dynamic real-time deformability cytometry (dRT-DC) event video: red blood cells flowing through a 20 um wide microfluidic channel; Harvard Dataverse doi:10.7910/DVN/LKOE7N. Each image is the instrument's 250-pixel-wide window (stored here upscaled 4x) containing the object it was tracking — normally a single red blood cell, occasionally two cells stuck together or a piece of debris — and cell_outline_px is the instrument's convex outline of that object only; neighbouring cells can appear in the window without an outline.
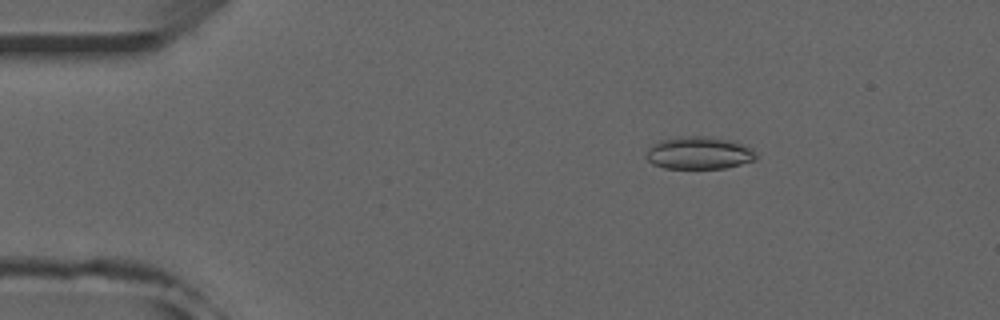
{"species": "common noctule bat (a hibernating species)", "species_latin": "Nyctalus noctula", "temperature_condition": "room temperature", "stored_images_in_passage": 51, "camera_frame_rate_fps": 3000, "um_per_image_px": 0.085, "animal": {"sex": "male", "forearm_length_mm": 52.5}, "frame": {"image": 1, "passage_image": 8, "time_ms": 2.333, "image_size_px": [1000, 320], "cell_outline_px": [[756, 160], [724, 168], [664, 168], [652, 164], [648, 160], [648, 148], [652, 144], [660, 140], [680, 136], [700, 136], [736, 140], [752, 148], [756, 152]], "centroid_in_image_um": [59.45, 12.99], "position_along_channel_um": 25.6, "area_um2": 20.92}}
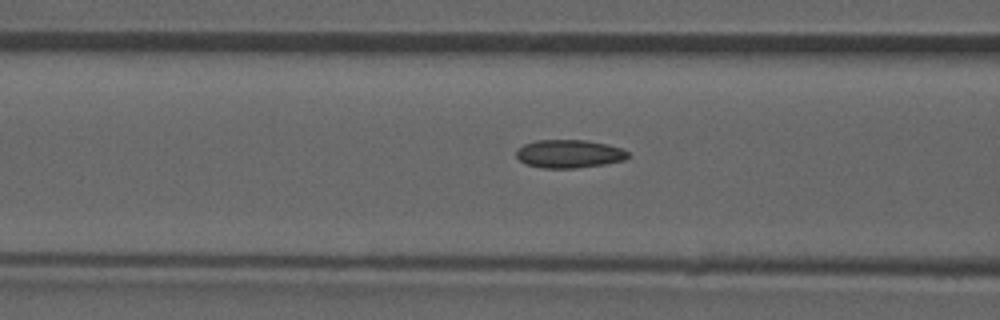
{"frame": {"image": 2, "passage_image": 20, "time_ms": 6.333, "image_size_px": [1000, 320], "cell_outline_px": [[628, 156], [624, 160], [604, 164], [576, 168], [544, 168], [524, 164], [516, 156], [516, 148], [524, 144], [536, 140], [588, 140], [608, 144], [620, 148], [628, 152]], "centroid_in_image_um": [48.34, 13.07], "position_along_channel_um": 118.3, "area_um2": 18.44}}
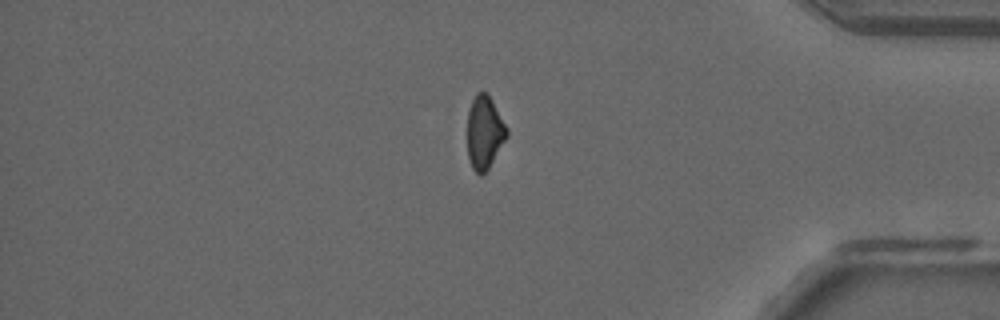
{"frame": {"image": 3, "passage_image": 43, "time_ms": 14.0, "image_size_px": [1000, 320], "cell_outline_px": [[508, 136], [488, 168], [480, 176], [472, 168], [468, 156], [468, 112], [472, 100], [476, 92], [488, 92], [508, 128]], "centroid_in_image_um": [41.19, 11.22], "position_along_channel_um": 394.0, "area_um2": 16.82}, "authors_computed_cell_mechanics": {"area_um2": 18.1492, "velocity_mm_per_s": 3.9792, "shape_relaxation_time_tau1_ms": null, "shape_relaxation_time_tau2_ms": 2.6504, "deformation_change_tau1": null, "deformation_change_tau2": 0.0903}}